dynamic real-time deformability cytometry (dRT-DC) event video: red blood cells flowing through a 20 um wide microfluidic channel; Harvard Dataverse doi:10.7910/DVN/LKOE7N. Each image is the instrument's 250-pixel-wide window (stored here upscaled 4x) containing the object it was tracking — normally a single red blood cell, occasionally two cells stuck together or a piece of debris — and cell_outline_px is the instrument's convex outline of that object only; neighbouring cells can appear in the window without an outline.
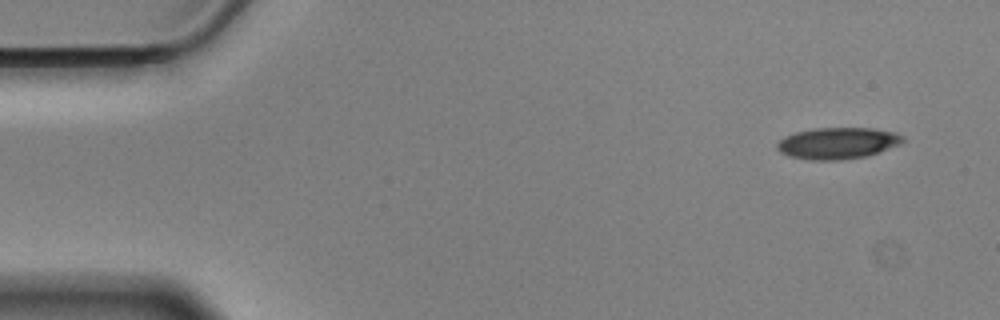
{"species": "Egyptian fruit bat (a non-hibernating species)", "species_latin": "Rousettus aegyptiacus", "temperature_condition": "cold", "stored_images_in_passage": 54, "camera_frame_rate_fps": 3000, "um_per_image_px": 0.085, "animal": {"sex": "male"}, "frame": {"image": 1, "passage_image": 1, "time_ms": 0.0, "image_size_px": [1000, 320], "cell_outline_px": [[904, 140], [900, 144], [864, 156], [836, 160], [812, 160], [792, 156], [780, 152], [776, 148], [776, 144], [784, 136], [796, 132], [816, 128], [872, 128], [896, 132], [904, 136]], "centroid_in_image_um": [71.19, 12.15], "position_along_channel_um": 13.8, "area_um2": 22.77}}
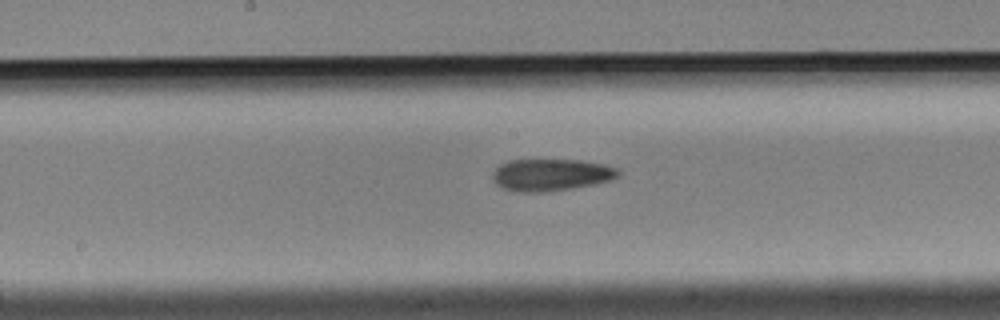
{"frame": {"image": 2, "passage_image": 26, "time_ms": 8.333, "image_size_px": [1000, 320], "cell_outline_px": [[620, 176], [612, 180], [596, 184], [548, 192], [520, 192], [504, 188], [496, 184], [492, 180], [492, 172], [500, 164], [508, 160], [580, 160], [604, 164], [620, 168]], "centroid_in_image_um": [46.87, 14.86], "position_along_channel_um": 201.3, "area_um2": 23.76}}
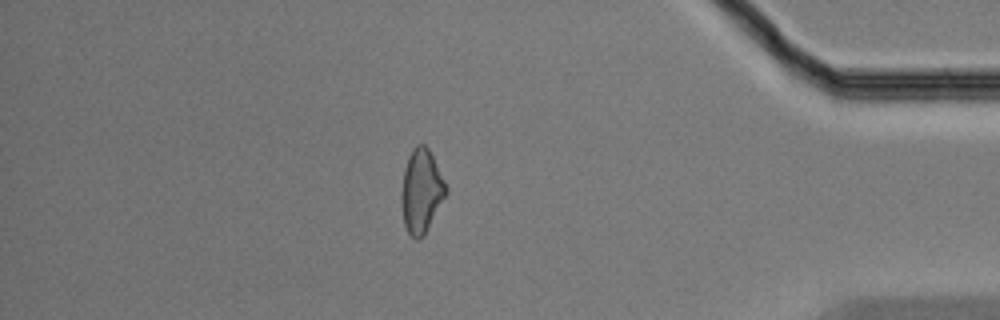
{"frame": {"image": 3, "passage_image": 46, "time_ms": 15.0, "image_size_px": [1000, 320], "cell_outline_px": [[448, 192], [424, 236], [420, 240], [416, 240], [408, 232], [404, 224], [400, 196], [404, 168], [408, 156], [412, 148], [416, 144], [424, 144], [428, 148], [448, 188]], "centroid_in_image_um": [35.8, 16.25], "position_along_channel_um": 399.4, "area_um2": 21.85}, "authors_computed_cell_mechanics": {"area_um2": 22.8599, "velocity_mm_per_s": 3.5166, "shape_relaxation_time_tau1_ms": 8.0476, "shape_relaxation_time_tau2_ms": null, "deformation_change_tau1": 0.1326, "deformation_change_tau2": null}}